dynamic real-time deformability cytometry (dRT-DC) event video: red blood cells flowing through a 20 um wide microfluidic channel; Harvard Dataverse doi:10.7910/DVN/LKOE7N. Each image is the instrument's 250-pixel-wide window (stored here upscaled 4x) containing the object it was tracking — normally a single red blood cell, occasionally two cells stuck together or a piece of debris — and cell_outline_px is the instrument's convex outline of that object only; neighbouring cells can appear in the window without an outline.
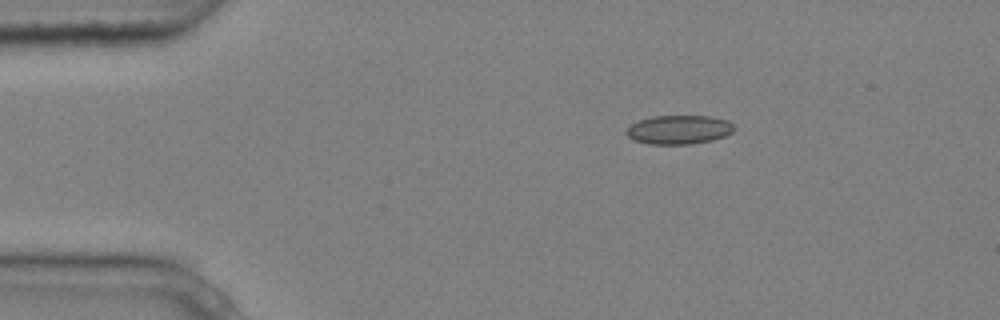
{"species": "common noctule bat (a hibernating species)", "species_latin": "Nyctalus noctula", "temperature_condition": "cold", "stored_images_in_passage": 5, "camera_frame_rate_fps": 3000, "um_per_image_px": 0.085, "animal": {"sex": "male", "body_mass_g": 20.4}, "frame": {"image": 1, "passage_image": 1, "time_ms": 0.0, "image_size_px": [1000, 320], "cell_outline_px": [[736, 128], [732, 132], [724, 136], [712, 140], [692, 144], [648, 144], [636, 140], [628, 136], [624, 132], [632, 124], [640, 120], [652, 116], [712, 116], [728, 120]], "centroid_in_image_um": [57.73, 11.02], "position_along_channel_um": 27.3, "area_um2": 18.15}}
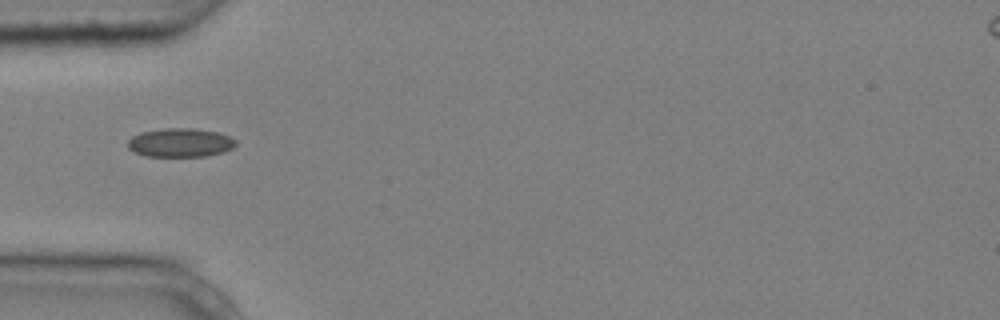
{"frame": {"image": 2, "passage_image": 3, "time_ms": 0.667, "image_size_px": [1000, 320], "cell_outline_px": [[236, 144], [232, 148], [224, 152], [208, 156], [144, 156], [128, 148], [128, 140], [132, 136], [140, 132], [164, 128], [196, 128], [220, 132], [236, 140]], "centroid_in_image_um": [15.34, 12.11], "position_along_channel_um": 69.7, "area_um2": 18.26}}
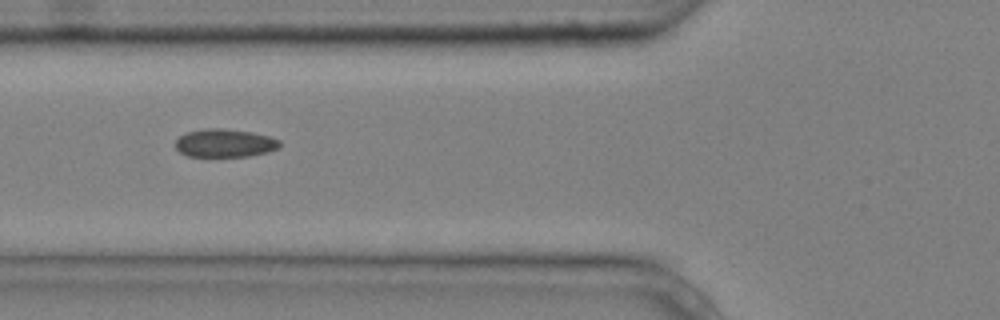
{"frame": {"image": 3, "passage_image": 4, "time_ms": 1.0, "image_size_px": [1000, 320], "cell_outline_px": [[280, 144], [276, 148], [268, 152], [248, 156], [188, 156], [180, 152], [176, 148], [176, 140], [180, 136], [188, 132], [204, 128], [220, 128], [252, 132], [268, 136], [280, 140]], "centroid_in_image_um": [19.09, 12.16], "position_along_channel_um": 106.7, "area_um2": 16.94}}